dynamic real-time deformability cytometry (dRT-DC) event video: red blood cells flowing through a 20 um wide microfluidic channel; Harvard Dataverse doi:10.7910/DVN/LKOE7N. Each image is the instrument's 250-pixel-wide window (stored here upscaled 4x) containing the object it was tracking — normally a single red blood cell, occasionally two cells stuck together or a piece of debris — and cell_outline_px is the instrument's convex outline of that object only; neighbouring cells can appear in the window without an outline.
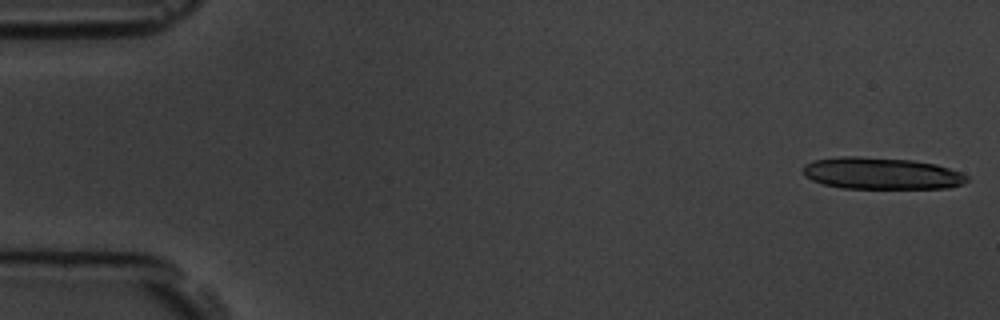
{"species": "common noctule bat (a hibernating species)", "species_latin": "Nyctalus noctula", "temperature_condition": "room temperature", "stored_images_in_passage": 6, "camera_frame_rate_fps": 3000, "um_per_image_px": 0.085, "animal": {"sex": "male", "body_mass_g": 19.5, "forearm_length_mm": 54.6}, "frame": {"image": 1, "passage_image": 1, "time_ms": 0.0, "image_size_px": [1000, 320], "cell_outline_px": [[968, 180], [964, 184], [948, 188], [844, 188], [824, 184], [812, 180], [804, 176], [804, 164], [812, 160], [840, 156], [860, 156], [912, 160], [936, 164], [960, 172], [968, 176]], "centroid_in_image_um": [74.92, 14.73], "position_along_channel_um": 10.1, "area_um2": 30.46}}
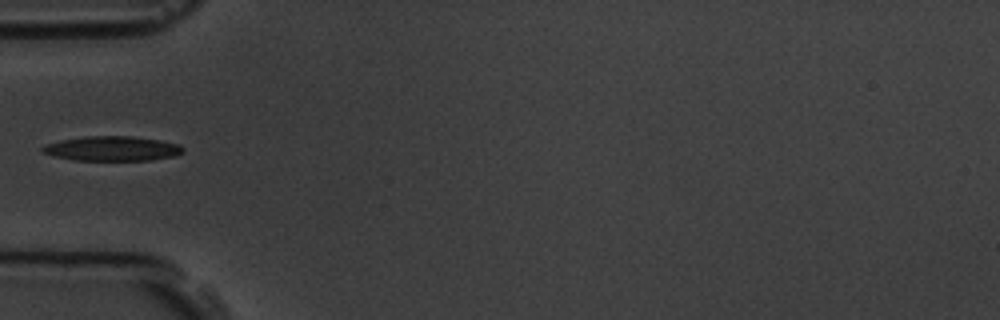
{"frame": {"image": 2, "passage_image": 6, "time_ms": 5.667, "image_size_px": [1000, 320], "cell_outline_px": [[184, 152], [176, 156], [152, 160], [72, 160], [40, 152], [40, 148], [44, 144], [60, 140], [84, 136], [132, 136], [160, 140], [180, 144], [184, 148]], "centroid_in_image_um": [9.54, 12.62], "position_along_channel_um": 75.5, "area_um2": 20.46}}